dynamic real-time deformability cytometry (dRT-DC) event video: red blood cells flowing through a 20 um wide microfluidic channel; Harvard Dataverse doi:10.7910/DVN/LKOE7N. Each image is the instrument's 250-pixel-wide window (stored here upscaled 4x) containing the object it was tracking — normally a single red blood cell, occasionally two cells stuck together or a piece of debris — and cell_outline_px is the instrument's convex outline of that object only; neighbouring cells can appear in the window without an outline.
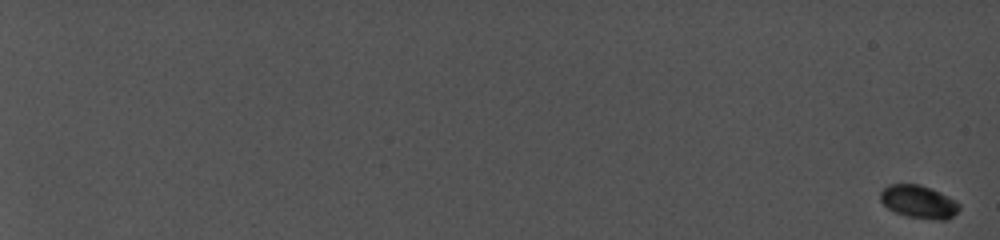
{"species": "common noctule bat (a hibernating species)", "species_latin": "Nyctalus noctula", "temperature_condition": "cold", "stored_images_in_passage": 35, "camera_frame_rate_fps": 5000, "um_per_image_px": 0.085, "animal": {"sex": "female", "body_mass_g": 19.0, "forearm_length_mm": 56.7}, "frame": {"image": 1, "passage_image": 1, "time_ms": 0.0, "image_size_px": [1000, 240], "cell_outline_px": [[960, 208], [948, 220], [936, 220], [908, 216], [896, 212], [888, 208], [880, 200], [880, 192], [888, 184], [920, 184], [940, 192], [956, 200], [960, 204]], "centroid_in_image_um": [78.1, 17.14], "position_along_channel_um": 6.9, "area_um2": 15.14}}
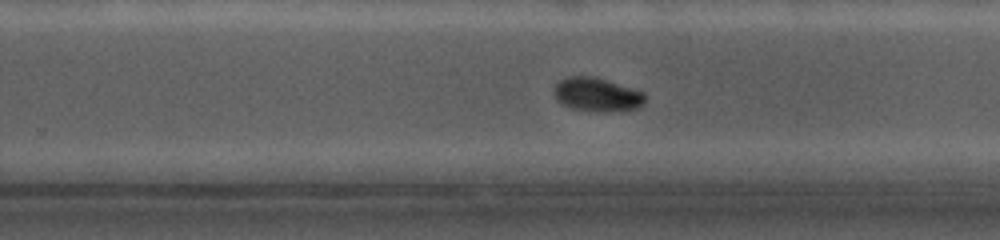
{"frame": {"image": 2, "passage_image": 27, "time_ms": 15.4, "image_size_px": [1000, 240], "cell_outline_px": [[644, 104], [640, 108], [608, 112], [596, 112], [572, 108], [556, 100], [552, 92], [556, 84], [560, 80], [568, 76], [592, 76], [608, 80], [644, 92]], "centroid_in_image_um": [50.74, 8.04], "position_along_channel_um": 279.1, "area_um2": 18.09}}
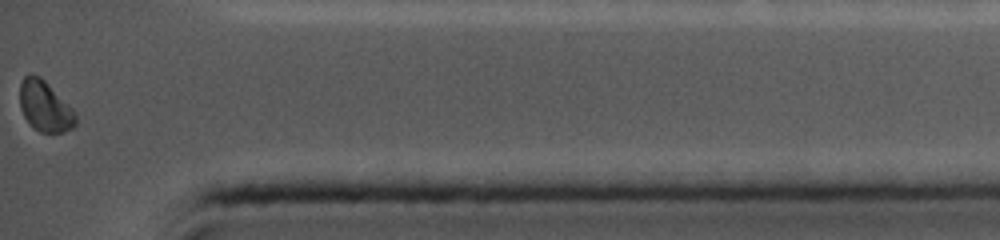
{"frame": {"image": 3, "passage_image": 35, "time_ms": 19.4, "image_size_px": [1000, 240], "cell_outline_px": [[76, 124], [72, 128], [64, 132], [40, 132], [32, 128], [24, 116], [20, 108], [20, 84], [24, 76], [28, 72], [32, 72], [40, 76], [76, 112]], "centroid_in_image_um": [3.8, 9.02], "position_along_channel_um": 431.4, "area_um2": 16.59}, "authors_computed_cell_mechanics": {"area_um2": 16.5886, "velocity_mm_per_s": 3.9019, "shape_relaxation_time_tau1_ms": 3.0281, "shape_relaxation_time_tau2_ms": null, "deformation_change_tau1": 0.0908, "deformation_change_tau2": null}}